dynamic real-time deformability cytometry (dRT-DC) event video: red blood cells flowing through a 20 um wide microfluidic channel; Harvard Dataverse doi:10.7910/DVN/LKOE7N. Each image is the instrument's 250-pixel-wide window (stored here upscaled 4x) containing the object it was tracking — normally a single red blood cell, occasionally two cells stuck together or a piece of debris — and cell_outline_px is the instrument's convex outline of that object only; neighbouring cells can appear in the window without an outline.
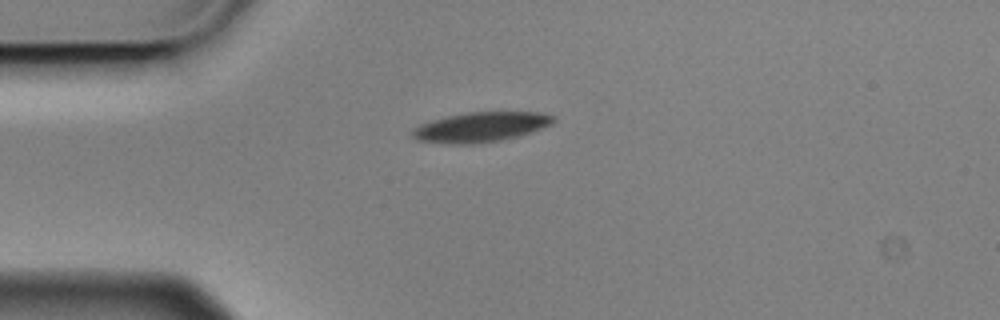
{"species": "Egyptian fruit bat (a non-hibernating species)", "species_latin": "Rousettus aegyptiacus", "temperature_condition": "cold", "stored_images_in_passage": 3, "camera_frame_rate_fps": 3000, "um_per_image_px": 0.085, "animal": {"sex": "male"}, "frame": {"image": 1, "passage_image": 1, "time_ms": 0.0, "image_size_px": [1000, 320], "cell_outline_px": [[556, 120], [552, 124], [532, 132], [500, 140], [472, 144], [448, 144], [416, 140], [412, 136], [412, 132], [420, 124], [432, 120], [448, 116], [468, 112], [540, 112], [552, 116]], "centroid_in_image_um": [40.87, 10.8], "position_along_channel_um": 44.1, "area_um2": 24.33}}
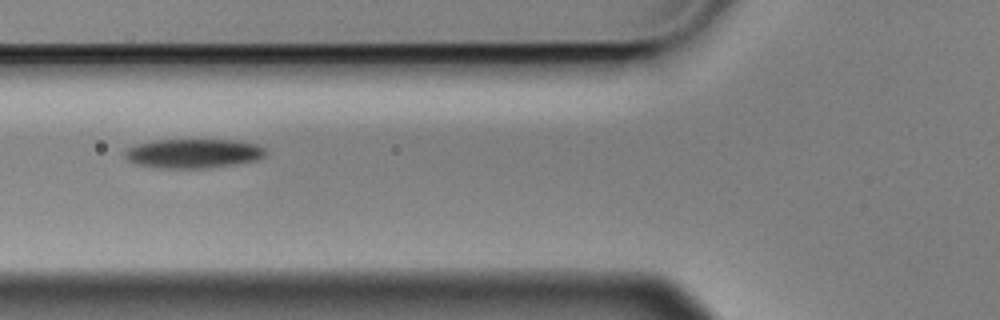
{"frame": {"image": 2, "passage_image": 3, "time_ms": 0.667, "image_size_px": [1000, 320], "cell_outline_px": [[268, 152], [264, 156], [256, 160], [236, 164], [204, 168], [160, 168], [136, 164], [128, 160], [124, 156], [124, 152], [128, 148], [136, 144], [156, 140], [236, 140], [256, 144], [264, 148]], "centroid_in_image_um": [16.44, 13.04], "position_along_channel_um": 109.4, "area_um2": 23.99}}